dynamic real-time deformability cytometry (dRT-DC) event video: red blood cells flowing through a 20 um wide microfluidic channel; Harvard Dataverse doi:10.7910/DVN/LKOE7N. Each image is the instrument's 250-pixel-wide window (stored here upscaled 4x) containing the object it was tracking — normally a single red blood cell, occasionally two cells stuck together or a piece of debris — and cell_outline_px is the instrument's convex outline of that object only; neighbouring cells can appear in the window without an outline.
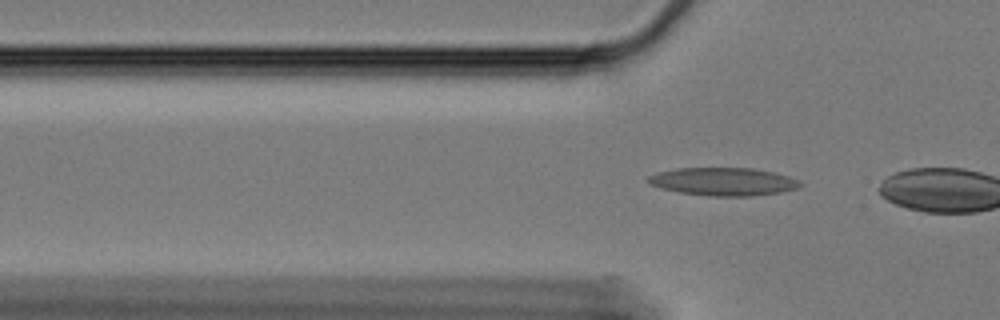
{"species": "Egyptian fruit bat (a non-hibernating species)", "species_latin": "Rousettus aegyptiacus", "temperature_condition": "cold", "stored_images_in_passage": 2, "camera_frame_rate_fps": 3000, "um_per_image_px": 0.085, "animal": {"sex": "female"}, "frame": {"image": 1, "passage_image": 2, "time_ms": 0.333, "image_size_px": [1000, 320], "cell_outline_px": [[800, 184], [796, 188], [780, 192], [752, 196], [708, 196], [680, 192], [648, 184], [644, 180], [648, 176], [656, 172], [676, 168], [752, 168], [772, 172], [788, 176], [796, 180]], "centroid_in_image_um": [61.39, 15.43], "position_along_channel_um": 64.4, "area_um2": 24.62}}